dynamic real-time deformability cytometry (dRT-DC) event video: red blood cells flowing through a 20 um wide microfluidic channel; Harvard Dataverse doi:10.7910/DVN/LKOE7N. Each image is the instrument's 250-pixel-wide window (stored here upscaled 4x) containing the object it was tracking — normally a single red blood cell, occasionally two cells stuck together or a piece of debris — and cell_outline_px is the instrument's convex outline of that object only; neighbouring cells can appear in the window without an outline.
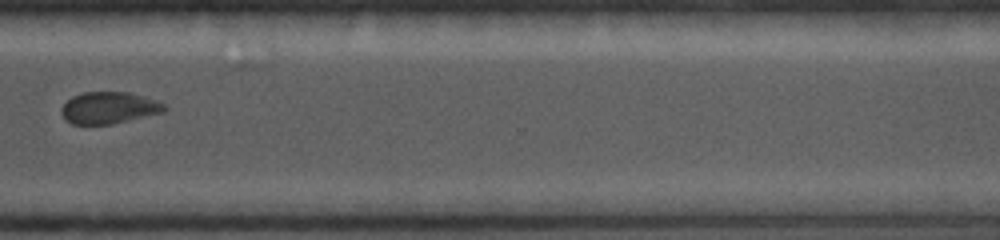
{"species": "common noctule bat (a hibernating species)", "species_latin": "Nyctalus noctula", "temperature_condition": "cold", "stored_images_in_passage": 19, "camera_frame_rate_fps": 5000, "um_per_image_px": 0.085, "animal": {"sex": "female", "body_mass_g": 19.0, "forearm_length_mm": 56.7}, "frame": {"image": 1, "passage_image": 16, "time_ms": 7.6, "image_size_px": [1000, 240], "cell_outline_px": [[168, 108], [164, 112], [112, 124], [72, 124], [64, 120], [60, 112], [60, 108], [72, 96], [84, 92], [128, 92], [144, 96], [164, 104]], "centroid_in_image_um": [9.23, 9.17], "position_along_channel_um": 361.4, "area_um2": 19.13}}